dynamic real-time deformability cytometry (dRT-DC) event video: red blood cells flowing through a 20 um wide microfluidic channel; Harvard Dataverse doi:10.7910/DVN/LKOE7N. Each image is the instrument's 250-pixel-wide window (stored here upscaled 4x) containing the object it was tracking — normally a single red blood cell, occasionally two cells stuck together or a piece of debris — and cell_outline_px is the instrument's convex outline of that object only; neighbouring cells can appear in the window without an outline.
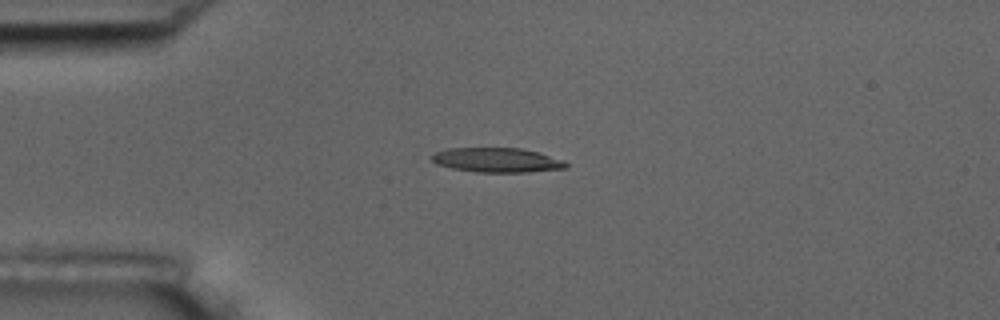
{"species": "common noctule bat (a hibernating species)", "species_latin": "Nyctalus noctula", "temperature_condition": "room temperature", "stored_images_in_passage": 4, "camera_frame_rate_fps": 3000, "um_per_image_px": 0.085, "animal": {"sex": "male", "body_mass_g": 17.5, "forearm_length_mm": 52.3}, "frame": {"image": 1, "passage_image": 3, "time_ms": 0.667, "image_size_px": [1000, 320], "cell_outline_px": [[568, 168], [528, 172], [476, 172], [452, 168], [436, 164], [428, 156], [436, 152], [448, 148], [520, 148], [536, 152], [564, 160], [568, 164]], "centroid_in_image_um": [42.22, 13.61], "position_along_channel_um": 42.8, "area_um2": 19.19}}